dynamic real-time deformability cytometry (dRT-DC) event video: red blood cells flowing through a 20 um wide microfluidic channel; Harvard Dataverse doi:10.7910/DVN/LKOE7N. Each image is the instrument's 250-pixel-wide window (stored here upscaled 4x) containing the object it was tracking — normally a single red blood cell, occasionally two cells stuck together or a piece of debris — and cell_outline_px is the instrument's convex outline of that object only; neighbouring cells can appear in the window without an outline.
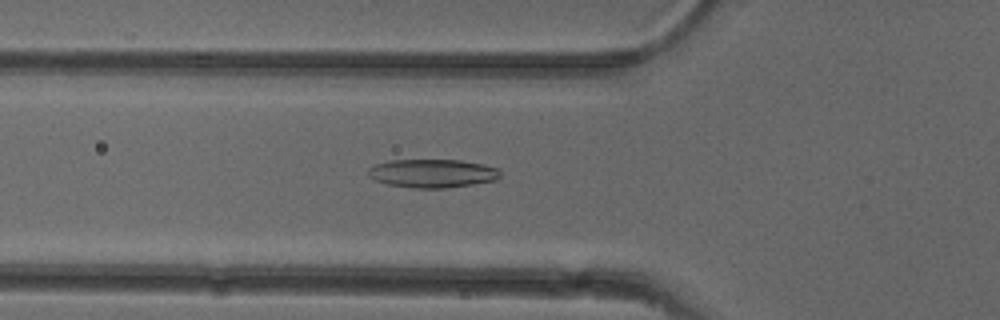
{"species": "common noctule bat (a hibernating species)", "species_latin": "Nyctalus noctula", "temperature_condition": "cold", "stored_images_in_passage": 45, "camera_frame_rate_fps": 3000, "um_per_image_px": 0.085, "animal": {"sex": "female"}, "frame": {"image": 1, "passage_image": 11, "time_ms": 3.333, "image_size_px": [1000, 320], "cell_outline_px": [[500, 176], [496, 180], [472, 184], [444, 188], [412, 188], [388, 184], [376, 180], [368, 176], [368, 168], [376, 164], [388, 160], [460, 160], [484, 164], [496, 168], [500, 172]], "centroid_in_image_um": [36.74, 14.73], "position_along_channel_um": 89.1, "area_um2": 21.85}}
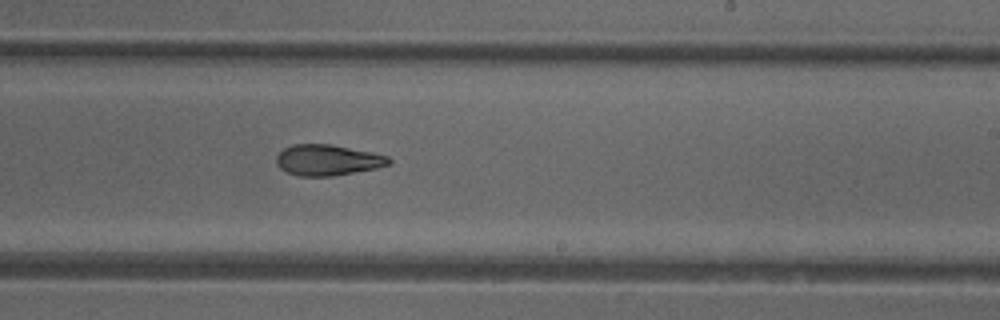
{"frame": {"image": 2, "passage_image": 24, "time_ms": 7.667, "image_size_px": [1000, 320], "cell_outline_px": [[392, 164], [376, 168], [332, 176], [300, 176], [288, 172], [280, 168], [276, 164], [276, 156], [284, 148], [292, 144], [332, 144], [372, 152], [388, 156], [392, 160]], "centroid_in_image_um": [27.86, 13.6], "position_along_channel_um": 261.1, "area_um2": 20.29}}
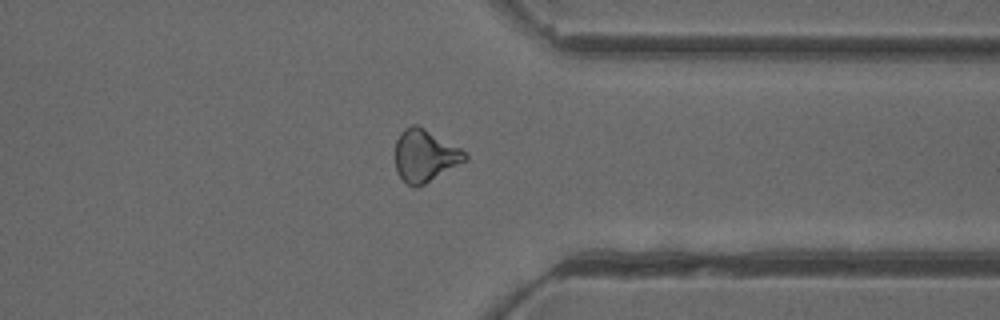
{"frame": {"image": 3, "passage_image": 33, "time_ms": 10.667, "image_size_px": [1000, 320], "cell_outline_px": [[468, 160], [424, 184], [416, 188], [408, 184], [396, 172], [396, 140], [400, 132], [404, 128], [412, 124], [416, 124], [424, 128], [460, 148], [468, 156]], "centroid_in_image_um": [36.11, 13.23], "position_along_channel_um": 375.3, "area_um2": 21.1}, "authors_computed_cell_mechanics": {"area_um2": 21.097, "velocity_mm_per_s": 3.9541, "shape_relaxation_time_tau1_ms": 6.1129, "shape_relaxation_time_tau2_ms": 5.8592, "deformation_change_tau1": 0.1727, "deformation_change_tau2": 0.1572}}